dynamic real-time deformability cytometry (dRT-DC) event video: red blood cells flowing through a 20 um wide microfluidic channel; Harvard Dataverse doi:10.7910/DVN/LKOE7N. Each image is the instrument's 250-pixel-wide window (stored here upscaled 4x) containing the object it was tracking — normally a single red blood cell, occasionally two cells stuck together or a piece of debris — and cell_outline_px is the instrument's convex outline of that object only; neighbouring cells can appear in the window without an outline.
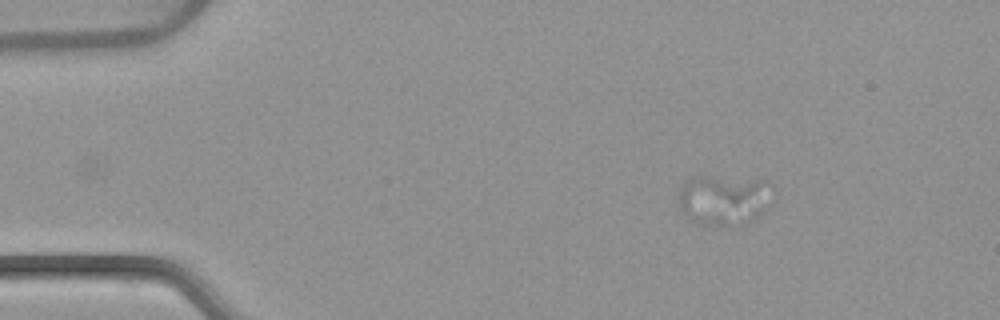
{"species": "common noctule bat (a hibernating species)", "species_latin": "Nyctalus noctula", "temperature_condition": "warm", "stored_images_in_passage": 47, "camera_frame_rate_fps": 3000, "um_per_image_px": 0.085, "animal": {"sex": "female", "body_mass_g": 22.7, "forearm_length_mm": 54.2}, "frame": {"image": 1, "passage_image": 1, "time_ms": 0.0, "image_size_px": [1000, 320], "cell_outline_px": [[772, 184], [728, 224], [696, 224], [680, 208], [680, 192], [684, 180], [696, 176], [708, 176], [768, 180]], "centroid_in_image_um": [61.09, 16.81], "position_along_channel_um": 23.9, "area_um2": 23.12}}
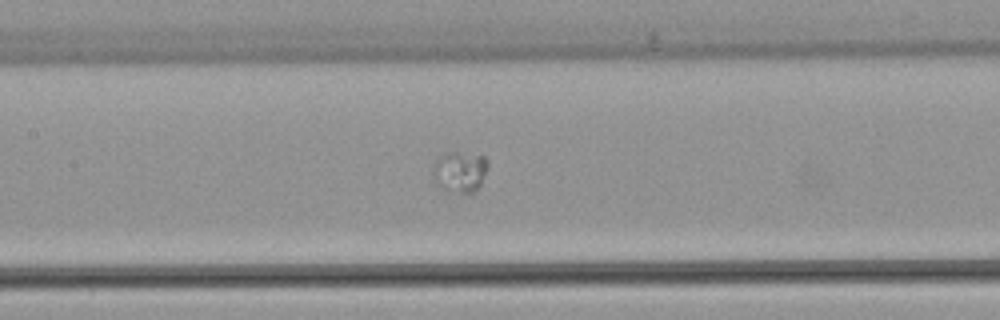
{"frame": {"image": 2, "passage_image": 19, "time_ms": 6.0, "image_size_px": [1000, 320], "cell_outline_px": [[488, 168], [480, 184], [472, 196], [468, 196], [444, 188], [440, 184], [432, 172], [432, 168], [436, 160], [440, 156], [448, 152], [456, 152], [484, 156], [488, 160]], "centroid_in_image_um": [39.14, 14.61], "position_along_channel_um": 168.3, "area_um2": 13.06}}
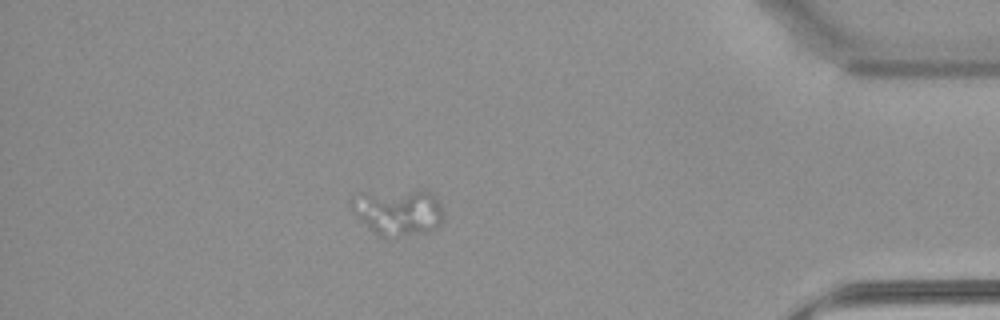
{"frame": {"image": 3, "passage_image": 41, "time_ms": 13.333, "image_size_px": [1000, 320], "cell_outline_px": [[444, 216], [440, 224], [428, 232], [384, 240], [352, 212], [352, 196], [424, 188], [428, 188], [436, 196], [444, 212]], "centroid_in_image_um": [33.93, 18.04], "position_along_channel_um": 401.3, "area_um2": 25.2}}